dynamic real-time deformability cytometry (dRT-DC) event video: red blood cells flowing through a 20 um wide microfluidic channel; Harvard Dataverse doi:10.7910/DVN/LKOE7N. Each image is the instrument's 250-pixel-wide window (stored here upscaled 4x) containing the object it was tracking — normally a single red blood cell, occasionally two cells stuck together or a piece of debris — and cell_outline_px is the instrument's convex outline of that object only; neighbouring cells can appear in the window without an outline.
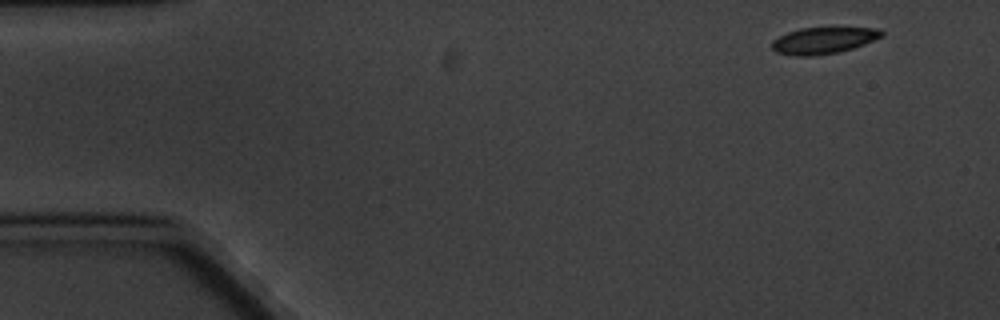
{"species": "common noctule bat (a hibernating species)", "species_latin": "Nyctalus noctula", "temperature_condition": "cold", "stored_images_in_passage": 5, "camera_frame_rate_fps": 3000, "um_per_image_px": 0.085, "animal": {"sex": "male", "body_mass_g": 20.1, "forearm_length_mm": 53.5}, "frame": {"image": 1, "passage_image": 1, "time_ms": 0.0, "image_size_px": [1000, 320], "cell_outline_px": [[884, 36], [864, 44], [840, 52], [812, 56], [796, 56], [776, 52], [772, 48], [772, 40], [788, 32], [800, 28], [876, 28], [884, 32]], "centroid_in_image_um": [69.99, 3.44], "position_along_channel_um": 15.0, "area_um2": 16.88}}
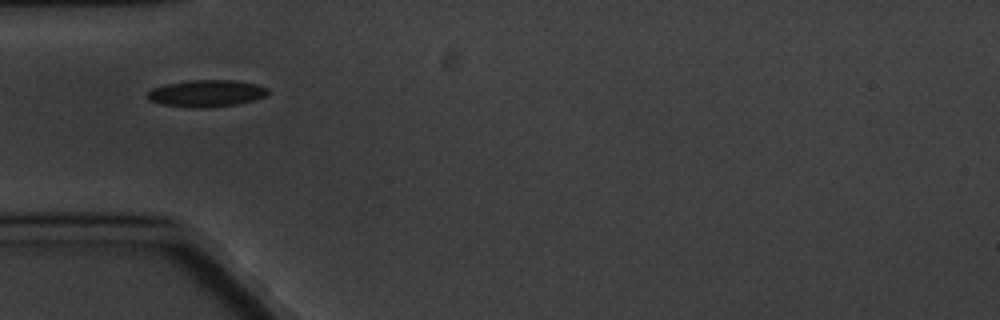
{"frame": {"image": 2, "passage_image": 5, "time_ms": 4.667, "image_size_px": [1000, 320], "cell_outline_px": [[268, 92], [264, 96], [252, 100], [236, 104], [204, 108], [192, 108], [160, 104], [148, 100], [148, 92], [152, 88], [164, 84], [192, 80], [232, 80], [256, 84], [268, 88]], "centroid_in_image_um": [17.5, 7.94], "position_along_channel_um": 67.5, "area_um2": 18.79}}